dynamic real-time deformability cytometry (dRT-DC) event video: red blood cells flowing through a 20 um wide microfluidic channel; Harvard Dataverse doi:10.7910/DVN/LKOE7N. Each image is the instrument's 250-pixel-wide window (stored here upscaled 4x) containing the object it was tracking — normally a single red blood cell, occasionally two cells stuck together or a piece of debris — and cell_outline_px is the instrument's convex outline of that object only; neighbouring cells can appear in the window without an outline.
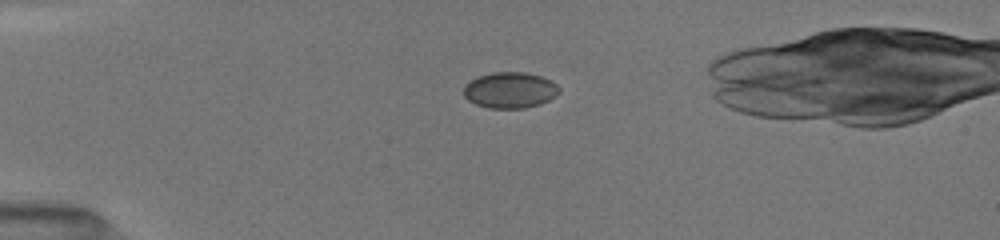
{"species": "common noctule bat (a hibernating species)", "species_latin": "Nyctalus noctula", "temperature_condition": "room temperature", "stored_images_in_passage": 2, "camera_frame_rate_fps": 3000, "um_per_image_px": 0.085, "animal": {"sex": "female", "body_mass_g": 19.5, "forearm_length_mm": 54.1}, "frame": {"image": 1, "passage_image": 1, "time_ms": 0.0, "image_size_px": [1000, 240], "cell_outline_px": [[560, 92], [556, 96], [540, 104], [524, 108], [488, 108], [476, 104], [468, 100], [464, 96], [464, 84], [480, 76], [492, 72], [524, 72], [540, 76], [556, 84], [560, 88]], "centroid_in_image_um": [43.35, 7.67], "position_along_channel_um": 41.7, "area_um2": 19.94}}